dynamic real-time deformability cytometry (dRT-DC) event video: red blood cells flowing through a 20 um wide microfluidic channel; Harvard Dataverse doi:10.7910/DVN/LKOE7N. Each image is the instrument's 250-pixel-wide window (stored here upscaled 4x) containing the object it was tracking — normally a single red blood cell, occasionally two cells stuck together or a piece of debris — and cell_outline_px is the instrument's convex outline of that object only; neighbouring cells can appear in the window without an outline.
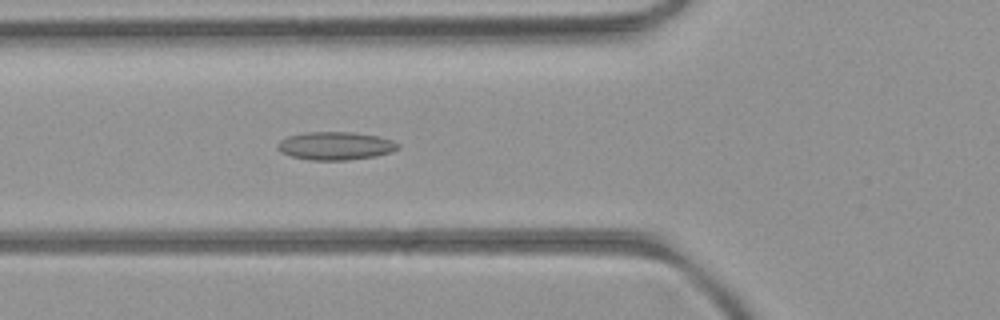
{"species": "common noctule bat (a hibernating species)", "species_latin": "Nyctalus noctula", "temperature_condition": "room temperature", "stored_images_in_passage": 51, "camera_frame_rate_fps": 3000, "um_per_image_px": 0.085, "animal": {"sex": "female", "body_mass_g": 21.9}, "frame": {"image": 1, "passage_image": 18, "time_ms": 5.667, "image_size_px": [1000, 320], "cell_outline_px": [[400, 148], [392, 152], [376, 156], [348, 160], [308, 160], [292, 156], [280, 152], [276, 148], [276, 144], [280, 140], [288, 136], [304, 132], [352, 132], [380, 136], [392, 140], [400, 144]], "centroid_in_image_um": [28.52, 12.39], "position_along_channel_um": 97.3, "area_um2": 20.0}}
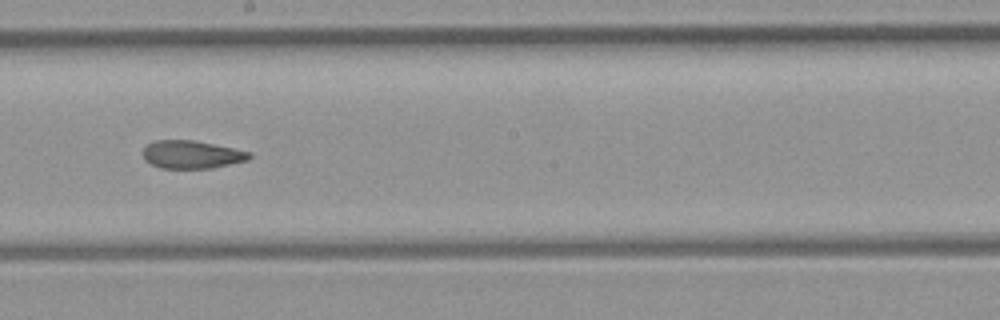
{"frame": {"image": 2, "passage_image": 28, "time_ms": 9.0, "image_size_px": [1000, 320], "cell_outline_px": [[252, 156], [248, 160], [212, 168], [160, 168], [144, 160], [144, 148], [148, 144], [156, 140], [192, 140], [252, 152]], "centroid_in_image_um": [16.31, 13.14], "position_along_channel_um": 231.9, "area_um2": 17.17}}
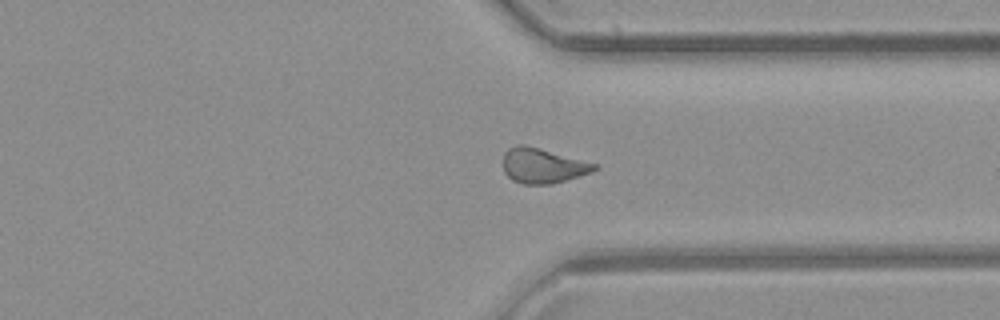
{"frame": {"image": 3, "passage_image": 38, "time_ms": 12.333, "image_size_px": [1000, 320], "cell_outline_px": [[600, 168], [592, 172], [552, 184], [524, 184], [512, 180], [504, 172], [504, 152], [508, 148], [520, 144], [524, 144], [540, 148], [600, 164]], "centroid_in_image_um": [46.18, 14.08], "position_along_channel_um": 365.2, "area_um2": 18.79}, "authors_computed_cell_mechanics": {"area_um2": 18.785, "velocity_mm_per_s": 4.0153, "shape_relaxation_time_tau1_ms": null, "shape_relaxation_time_tau2_ms": 2.459, "deformation_change_tau1": null, "deformation_change_tau2": 0.0979}}